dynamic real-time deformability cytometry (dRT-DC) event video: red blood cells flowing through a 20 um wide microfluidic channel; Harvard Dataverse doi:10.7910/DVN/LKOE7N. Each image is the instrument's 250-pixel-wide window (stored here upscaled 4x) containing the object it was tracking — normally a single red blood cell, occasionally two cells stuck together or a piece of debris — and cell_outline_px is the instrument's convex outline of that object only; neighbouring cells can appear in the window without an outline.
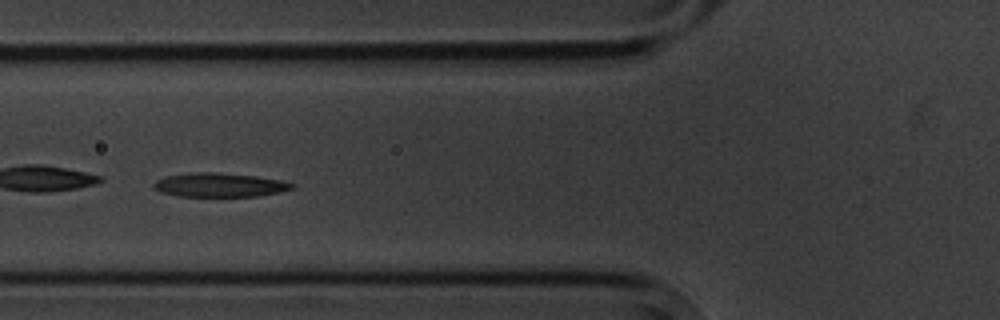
{"species": "common noctule bat (a hibernating species)", "species_latin": "Nyctalus noctula", "temperature_condition": "cold", "stored_images_in_passage": 5, "camera_frame_rate_fps": 3000, "um_per_image_px": 0.085, "animal": {"sex": "male", "body_mass_g": 20.1, "forearm_length_mm": 53.5}, "frame": {"image": 1, "passage_image": 5, "time_ms": 4.667, "image_size_px": [1000, 320], "cell_outline_px": [[296, 184], [292, 188], [280, 192], [256, 196], [180, 196], [160, 192], [152, 188], [152, 184], [156, 180], [164, 176], [192, 172], [212, 172], [256, 176], [280, 180]], "centroid_in_image_um": [18.6, 15.71], "position_along_channel_um": 107.2, "area_um2": 19.31}}